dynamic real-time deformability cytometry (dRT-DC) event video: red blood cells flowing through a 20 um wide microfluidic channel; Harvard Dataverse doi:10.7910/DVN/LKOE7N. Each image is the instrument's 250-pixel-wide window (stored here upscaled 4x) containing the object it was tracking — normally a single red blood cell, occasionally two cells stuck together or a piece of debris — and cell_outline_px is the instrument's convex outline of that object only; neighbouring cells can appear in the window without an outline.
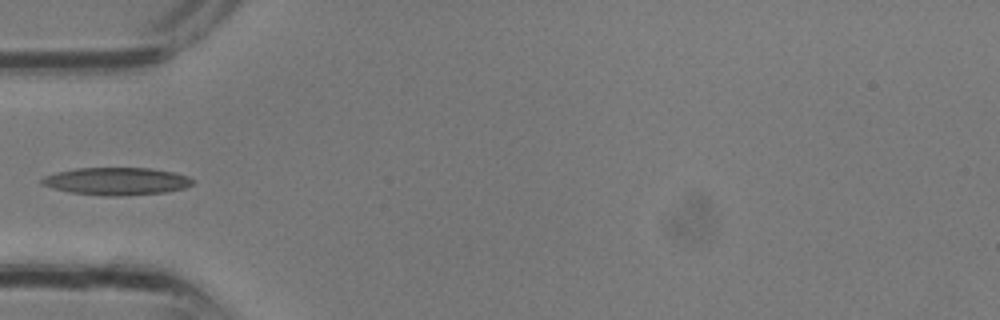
{"species": "common noctule bat (a hibernating species)", "species_latin": "Nyctalus noctula", "temperature_condition": "room temperature", "stored_images_in_passage": 4, "camera_frame_rate_fps": 3000, "um_per_image_px": 0.085, "animal": {"sex": "male", "body_mass_g": 13.3}, "frame": {"image": 1, "passage_image": 1, "time_ms": 0.0, "image_size_px": [1000, 320], "cell_outline_px": [[196, 180], [192, 184], [184, 188], [164, 192], [120, 196], [104, 196], [72, 192], [52, 188], [40, 184], [40, 180], [44, 176], [56, 172], [76, 168], [148, 168], [176, 172], [188, 176]], "centroid_in_image_um": [9.91, 15.4], "position_along_channel_um": 75.1, "area_um2": 24.28}}
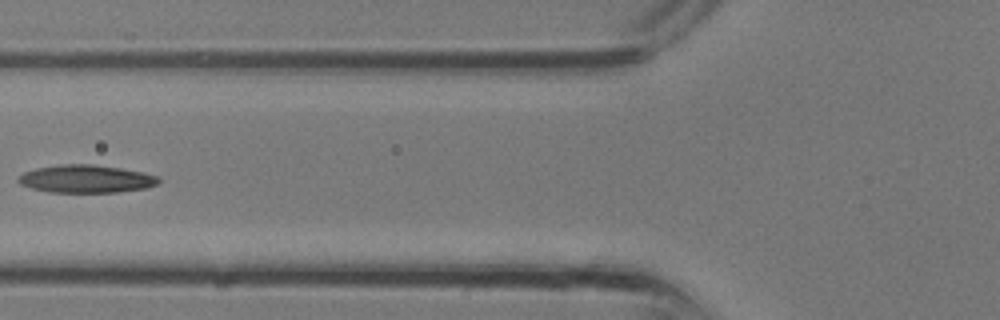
{"frame": {"image": 2, "passage_image": 3, "time_ms": 0.667, "image_size_px": [1000, 320], "cell_outline_px": [[160, 180], [156, 184], [148, 188], [116, 192], [48, 192], [32, 188], [20, 184], [16, 180], [24, 172], [36, 168], [60, 164], [92, 164], [120, 168], [144, 172], [160, 176]], "centroid_in_image_um": [7.34, 15.2], "position_along_channel_um": 118.5, "area_um2": 22.83}}